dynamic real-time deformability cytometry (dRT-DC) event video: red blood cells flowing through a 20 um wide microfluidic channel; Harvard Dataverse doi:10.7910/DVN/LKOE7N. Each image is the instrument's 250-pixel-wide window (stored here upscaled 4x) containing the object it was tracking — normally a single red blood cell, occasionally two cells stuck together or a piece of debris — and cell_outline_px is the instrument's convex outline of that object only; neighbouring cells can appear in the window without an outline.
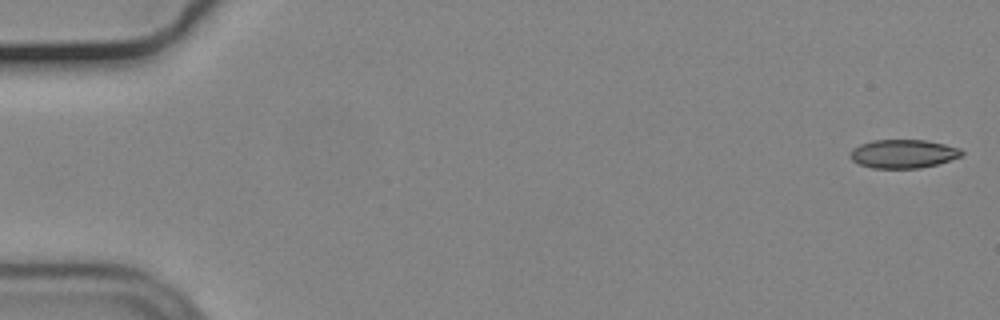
{"species": "common noctule bat (a hibernating species)", "species_latin": "Nyctalus noctula", "temperature_condition": "cold", "stored_images_in_passage": 53, "camera_frame_rate_fps": 3000, "um_per_image_px": 0.085, "animal": {"sex": "male", "body_mass_g": 19.2, "forearm_length_mm": 51.8}, "frame": {"image": 1, "passage_image": 1, "time_ms": 0.0, "image_size_px": [1000, 320], "cell_outline_px": [[964, 156], [936, 164], [920, 168], [872, 168], [860, 164], [852, 160], [848, 156], [852, 148], [860, 144], [872, 140], [924, 140], [944, 144], [960, 148], [964, 152]], "centroid_in_image_um": [76.77, 13.07], "position_along_channel_um": 8.2, "area_um2": 18.67}}
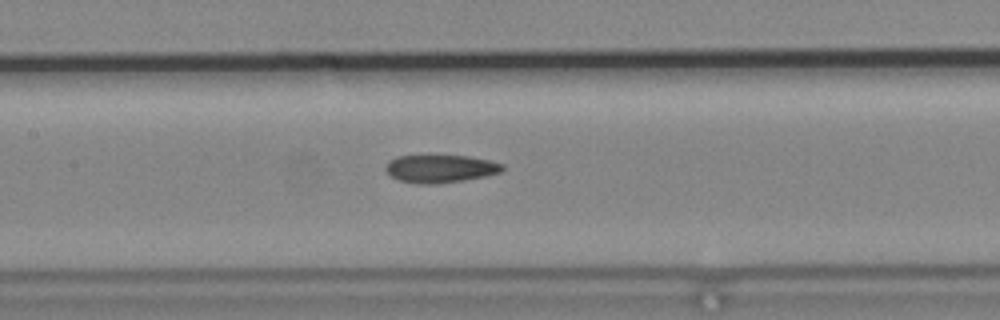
{"frame": {"image": 2, "passage_image": 26, "time_ms": 8.333, "image_size_px": [1000, 320], "cell_outline_px": [[504, 168], [500, 172], [484, 176], [464, 180], [436, 184], [420, 184], [396, 180], [384, 168], [388, 160], [396, 156], [468, 156], [488, 160], [504, 164]], "centroid_in_image_um": [37.39, 14.34], "position_along_channel_um": 170.0, "area_um2": 18.9}}
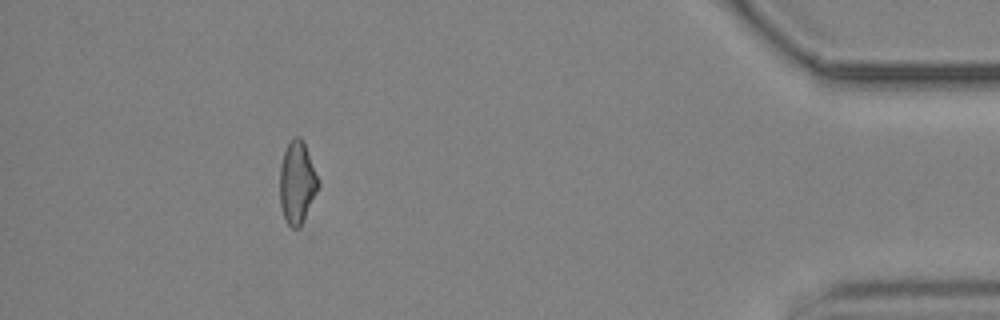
{"frame": {"image": 3, "passage_image": 50, "time_ms": 16.333, "image_size_px": [1000, 320], "cell_outline_px": [[320, 184], [300, 228], [292, 228], [284, 220], [280, 204], [280, 164], [288, 140], [292, 136], [300, 136], [304, 140], [320, 180]], "centroid_in_image_um": [25.26, 15.46], "position_along_channel_um": 409.9, "area_um2": 18.9}, "authors_computed_cell_mechanics": {"area_um2": 19.1318, "velocity_mm_per_s": 3.7095, "shape_relaxation_time_tau1_ms": null, "shape_relaxation_time_tau2_ms": 5.7377, "deformation_change_tau1": null, "deformation_change_tau2": 0.1395}}